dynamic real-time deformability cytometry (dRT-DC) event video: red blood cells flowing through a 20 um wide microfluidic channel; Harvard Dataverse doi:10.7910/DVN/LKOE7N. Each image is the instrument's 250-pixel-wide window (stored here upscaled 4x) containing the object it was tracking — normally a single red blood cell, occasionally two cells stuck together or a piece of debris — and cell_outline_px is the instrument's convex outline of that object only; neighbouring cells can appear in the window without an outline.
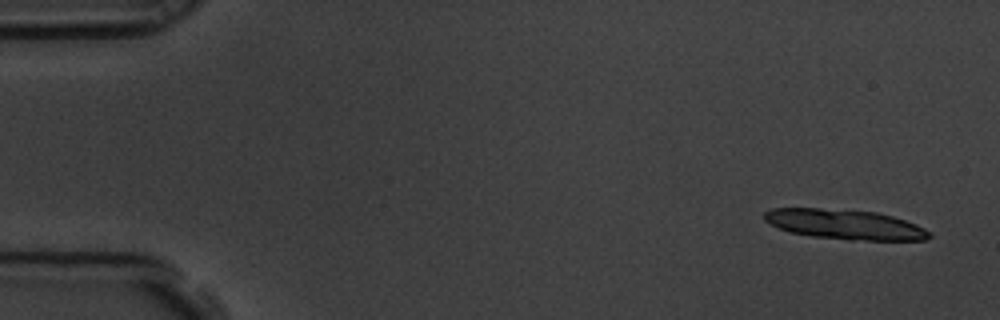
{"species": "common noctule bat (a hibernating species)", "species_latin": "Nyctalus noctula", "temperature_condition": "room temperature", "stored_images_in_passage": 6, "camera_frame_rate_fps": 3000, "um_per_image_px": 0.085, "animal": {"sex": "male", "body_mass_g": 19.5, "forearm_length_mm": 54.6}, "frame": {"image": 1, "passage_image": 1, "time_ms": 0.0, "image_size_px": [1000, 320], "cell_outline_px": [[932, 236], [924, 240], [848, 240], [812, 236], [788, 232], [764, 220], [764, 212], [772, 208], [820, 208], [876, 212], [892, 216], [916, 224], [932, 232]], "centroid_in_image_um": [71.82, 19.08], "position_along_channel_um": 13.2, "area_um2": 28.73}}
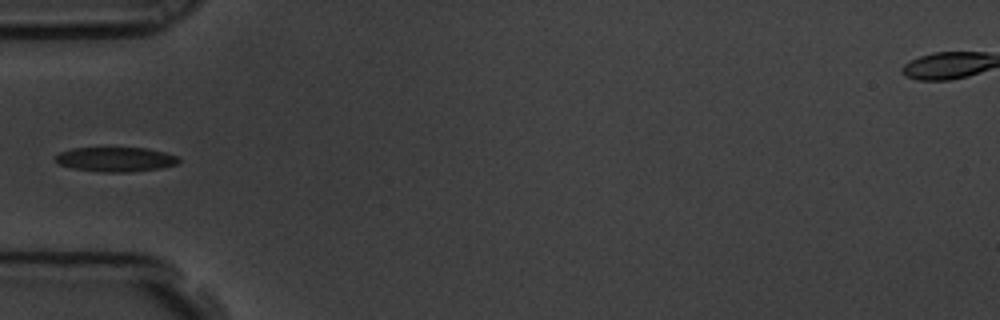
{"frame": {"image": 2, "passage_image": 6, "time_ms": 1.667, "image_size_px": [1000, 320], "cell_outline_px": [[180, 160], [176, 164], [160, 168], [132, 172], [100, 172], [72, 168], [60, 164], [56, 160], [56, 156], [60, 152], [72, 148], [148, 148], [164, 152], [176, 156]], "centroid_in_image_um": [9.83, 13.55], "position_along_channel_um": 75.2, "area_um2": 17.51}}